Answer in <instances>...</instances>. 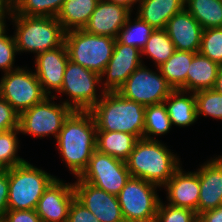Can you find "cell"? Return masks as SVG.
<instances>
[{"mask_svg":"<svg viewBox=\"0 0 222 222\" xmlns=\"http://www.w3.org/2000/svg\"><path fill=\"white\" fill-rule=\"evenodd\" d=\"M219 64L200 53H196L187 72L185 91L192 93L213 89Z\"/></svg>","mask_w":222,"mask_h":222,"instance_id":"603a6c76","label":"cell"},{"mask_svg":"<svg viewBox=\"0 0 222 222\" xmlns=\"http://www.w3.org/2000/svg\"><path fill=\"white\" fill-rule=\"evenodd\" d=\"M90 112L97 131L124 132L143 138L145 106L124 98L117 91L104 92Z\"/></svg>","mask_w":222,"mask_h":222,"instance_id":"3957f363","label":"cell"},{"mask_svg":"<svg viewBox=\"0 0 222 222\" xmlns=\"http://www.w3.org/2000/svg\"><path fill=\"white\" fill-rule=\"evenodd\" d=\"M98 1L99 0H65L56 17L64 32L84 29Z\"/></svg>","mask_w":222,"mask_h":222,"instance_id":"cb8c5ba5","label":"cell"},{"mask_svg":"<svg viewBox=\"0 0 222 222\" xmlns=\"http://www.w3.org/2000/svg\"><path fill=\"white\" fill-rule=\"evenodd\" d=\"M75 198L73 183L55 178L45 189L36 206L42 222H67L70 205Z\"/></svg>","mask_w":222,"mask_h":222,"instance_id":"9a60e30c","label":"cell"},{"mask_svg":"<svg viewBox=\"0 0 222 222\" xmlns=\"http://www.w3.org/2000/svg\"><path fill=\"white\" fill-rule=\"evenodd\" d=\"M176 51L173 42L165 29H154L141 50V55L148 56L159 67L166 62Z\"/></svg>","mask_w":222,"mask_h":222,"instance_id":"83f0119b","label":"cell"},{"mask_svg":"<svg viewBox=\"0 0 222 222\" xmlns=\"http://www.w3.org/2000/svg\"><path fill=\"white\" fill-rule=\"evenodd\" d=\"M153 183L138 177H130L117 195L125 222L155 221L159 195Z\"/></svg>","mask_w":222,"mask_h":222,"instance_id":"52a82bcc","label":"cell"},{"mask_svg":"<svg viewBox=\"0 0 222 222\" xmlns=\"http://www.w3.org/2000/svg\"><path fill=\"white\" fill-rule=\"evenodd\" d=\"M138 138L130 133L97 131L96 149L114 158L126 161Z\"/></svg>","mask_w":222,"mask_h":222,"instance_id":"d4e9b609","label":"cell"},{"mask_svg":"<svg viewBox=\"0 0 222 222\" xmlns=\"http://www.w3.org/2000/svg\"><path fill=\"white\" fill-rule=\"evenodd\" d=\"M6 171L9 173L8 210H35L45 189L56 178L28 161Z\"/></svg>","mask_w":222,"mask_h":222,"instance_id":"5b68a950","label":"cell"},{"mask_svg":"<svg viewBox=\"0 0 222 222\" xmlns=\"http://www.w3.org/2000/svg\"><path fill=\"white\" fill-rule=\"evenodd\" d=\"M196 53L176 50L174 54L156 69L167 80L173 90H184L187 72Z\"/></svg>","mask_w":222,"mask_h":222,"instance_id":"484cf974","label":"cell"},{"mask_svg":"<svg viewBox=\"0 0 222 222\" xmlns=\"http://www.w3.org/2000/svg\"><path fill=\"white\" fill-rule=\"evenodd\" d=\"M137 16L154 29H165L169 19L185 9V0H140Z\"/></svg>","mask_w":222,"mask_h":222,"instance_id":"44dd1931","label":"cell"},{"mask_svg":"<svg viewBox=\"0 0 222 222\" xmlns=\"http://www.w3.org/2000/svg\"><path fill=\"white\" fill-rule=\"evenodd\" d=\"M65 0H12L11 15L57 17Z\"/></svg>","mask_w":222,"mask_h":222,"instance_id":"f546056e","label":"cell"},{"mask_svg":"<svg viewBox=\"0 0 222 222\" xmlns=\"http://www.w3.org/2000/svg\"><path fill=\"white\" fill-rule=\"evenodd\" d=\"M153 31L154 28L142 21L137 15L133 22L130 16L120 30L117 39L125 45L135 46L142 50Z\"/></svg>","mask_w":222,"mask_h":222,"instance_id":"4dcf8cb0","label":"cell"},{"mask_svg":"<svg viewBox=\"0 0 222 222\" xmlns=\"http://www.w3.org/2000/svg\"><path fill=\"white\" fill-rule=\"evenodd\" d=\"M189 93L180 89L173 90L165 99L164 104L172 126L186 127L197 121L196 99L194 93Z\"/></svg>","mask_w":222,"mask_h":222,"instance_id":"7402d4cb","label":"cell"},{"mask_svg":"<svg viewBox=\"0 0 222 222\" xmlns=\"http://www.w3.org/2000/svg\"><path fill=\"white\" fill-rule=\"evenodd\" d=\"M171 127L172 123L164 103L145 106L143 138L158 140L153 136L169 133Z\"/></svg>","mask_w":222,"mask_h":222,"instance_id":"f1b7e54d","label":"cell"},{"mask_svg":"<svg viewBox=\"0 0 222 222\" xmlns=\"http://www.w3.org/2000/svg\"><path fill=\"white\" fill-rule=\"evenodd\" d=\"M173 153L159 140L140 138L125 162L132 177L163 188L182 165L179 157Z\"/></svg>","mask_w":222,"mask_h":222,"instance_id":"7a4b0ae2","label":"cell"},{"mask_svg":"<svg viewBox=\"0 0 222 222\" xmlns=\"http://www.w3.org/2000/svg\"><path fill=\"white\" fill-rule=\"evenodd\" d=\"M9 196V173L7 171L0 175V220L8 210Z\"/></svg>","mask_w":222,"mask_h":222,"instance_id":"ab89813d","label":"cell"},{"mask_svg":"<svg viewBox=\"0 0 222 222\" xmlns=\"http://www.w3.org/2000/svg\"><path fill=\"white\" fill-rule=\"evenodd\" d=\"M75 198L90 210L100 222H125L116 195L107 193L76 177Z\"/></svg>","mask_w":222,"mask_h":222,"instance_id":"5bb4252c","label":"cell"},{"mask_svg":"<svg viewBox=\"0 0 222 222\" xmlns=\"http://www.w3.org/2000/svg\"><path fill=\"white\" fill-rule=\"evenodd\" d=\"M115 42L113 37L93 35L84 29L66 32L64 37L69 60L99 75L112 57Z\"/></svg>","mask_w":222,"mask_h":222,"instance_id":"8992f818","label":"cell"},{"mask_svg":"<svg viewBox=\"0 0 222 222\" xmlns=\"http://www.w3.org/2000/svg\"><path fill=\"white\" fill-rule=\"evenodd\" d=\"M19 128V114L0 96V133Z\"/></svg>","mask_w":222,"mask_h":222,"instance_id":"8d00e7d4","label":"cell"},{"mask_svg":"<svg viewBox=\"0 0 222 222\" xmlns=\"http://www.w3.org/2000/svg\"><path fill=\"white\" fill-rule=\"evenodd\" d=\"M159 73V74H158ZM173 88L162 76L141 64L117 90L124 98L144 106L164 103Z\"/></svg>","mask_w":222,"mask_h":222,"instance_id":"8fae6325","label":"cell"},{"mask_svg":"<svg viewBox=\"0 0 222 222\" xmlns=\"http://www.w3.org/2000/svg\"><path fill=\"white\" fill-rule=\"evenodd\" d=\"M165 30L176 50L199 53L203 28L186 9L173 15Z\"/></svg>","mask_w":222,"mask_h":222,"instance_id":"ffe728a7","label":"cell"},{"mask_svg":"<svg viewBox=\"0 0 222 222\" xmlns=\"http://www.w3.org/2000/svg\"><path fill=\"white\" fill-rule=\"evenodd\" d=\"M199 53L222 64V27L203 29Z\"/></svg>","mask_w":222,"mask_h":222,"instance_id":"836d02e7","label":"cell"},{"mask_svg":"<svg viewBox=\"0 0 222 222\" xmlns=\"http://www.w3.org/2000/svg\"><path fill=\"white\" fill-rule=\"evenodd\" d=\"M197 219L193 210L165 204L160 200L155 222H195Z\"/></svg>","mask_w":222,"mask_h":222,"instance_id":"e575fe53","label":"cell"},{"mask_svg":"<svg viewBox=\"0 0 222 222\" xmlns=\"http://www.w3.org/2000/svg\"><path fill=\"white\" fill-rule=\"evenodd\" d=\"M163 187L167 191L168 204L191 209L198 216L200 184L197 170L185 172L180 166Z\"/></svg>","mask_w":222,"mask_h":222,"instance_id":"ac0fdd59","label":"cell"},{"mask_svg":"<svg viewBox=\"0 0 222 222\" xmlns=\"http://www.w3.org/2000/svg\"><path fill=\"white\" fill-rule=\"evenodd\" d=\"M67 222H100L97 217L88 210L76 198L73 199L68 213Z\"/></svg>","mask_w":222,"mask_h":222,"instance_id":"74e56055","label":"cell"},{"mask_svg":"<svg viewBox=\"0 0 222 222\" xmlns=\"http://www.w3.org/2000/svg\"><path fill=\"white\" fill-rule=\"evenodd\" d=\"M101 77L98 73L68 60L63 76L61 90L70 100L62 101L77 111H90L103 97L104 90L98 95L96 87L100 86Z\"/></svg>","mask_w":222,"mask_h":222,"instance_id":"ba28073f","label":"cell"},{"mask_svg":"<svg viewBox=\"0 0 222 222\" xmlns=\"http://www.w3.org/2000/svg\"><path fill=\"white\" fill-rule=\"evenodd\" d=\"M130 177L125 161L101 153L97 149L79 176L82 181L116 196Z\"/></svg>","mask_w":222,"mask_h":222,"instance_id":"7c38bea8","label":"cell"},{"mask_svg":"<svg viewBox=\"0 0 222 222\" xmlns=\"http://www.w3.org/2000/svg\"><path fill=\"white\" fill-rule=\"evenodd\" d=\"M19 133V128H14L0 133V164H2L6 169L18 166L26 161L17 155L19 148L17 135Z\"/></svg>","mask_w":222,"mask_h":222,"instance_id":"1f68e13d","label":"cell"},{"mask_svg":"<svg viewBox=\"0 0 222 222\" xmlns=\"http://www.w3.org/2000/svg\"><path fill=\"white\" fill-rule=\"evenodd\" d=\"M15 25L17 51L41 52L55 49L64 43L65 32L56 17L10 15Z\"/></svg>","mask_w":222,"mask_h":222,"instance_id":"277c9868","label":"cell"},{"mask_svg":"<svg viewBox=\"0 0 222 222\" xmlns=\"http://www.w3.org/2000/svg\"><path fill=\"white\" fill-rule=\"evenodd\" d=\"M198 215L222 205V156L208 160L200 168Z\"/></svg>","mask_w":222,"mask_h":222,"instance_id":"d6986e66","label":"cell"},{"mask_svg":"<svg viewBox=\"0 0 222 222\" xmlns=\"http://www.w3.org/2000/svg\"><path fill=\"white\" fill-rule=\"evenodd\" d=\"M0 9H12V0H0Z\"/></svg>","mask_w":222,"mask_h":222,"instance_id":"f6af8a7d","label":"cell"},{"mask_svg":"<svg viewBox=\"0 0 222 222\" xmlns=\"http://www.w3.org/2000/svg\"><path fill=\"white\" fill-rule=\"evenodd\" d=\"M141 50L135 46H129L116 39L112 57L106 68L100 74L102 89L117 91L129 78V76L143 64ZM106 76V77H105ZM106 80L103 81V78ZM103 81V82H102ZM103 83V84H102Z\"/></svg>","mask_w":222,"mask_h":222,"instance_id":"4fadbf2b","label":"cell"},{"mask_svg":"<svg viewBox=\"0 0 222 222\" xmlns=\"http://www.w3.org/2000/svg\"><path fill=\"white\" fill-rule=\"evenodd\" d=\"M69 55L65 43L61 46L39 53L35 57V74L47 96H54L51 90H61Z\"/></svg>","mask_w":222,"mask_h":222,"instance_id":"2e32d148","label":"cell"},{"mask_svg":"<svg viewBox=\"0 0 222 222\" xmlns=\"http://www.w3.org/2000/svg\"><path fill=\"white\" fill-rule=\"evenodd\" d=\"M56 98L55 95L50 98L47 96L42 102L22 112L19 115L20 132L41 139L52 134L56 139L64 121L74 111L63 102L55 103L53 99Z\"/></svg>","mask_w":222,"mask_h":222,"instance_id":"9c48e42d","label":"cell"},{"mask_svg":"<svg viewBox=\"0 0 222 222\" xmlns=\"http://www.w3.org/2000/svg\"><path fill=\"white\" fill-rule=\"evenodd\" d=\"M200 222H222V205L198 215Z\"/></svg>","mask_w":222,"mask_h":222,"instance_id":"60d3db41","label":"cell"},{"mask_svg":"<svg viewBox=\"0 0 222 222\" xmlns=\"http://www.w3.org/2000/svg\"><path fill=\"white\" fill-rule=\"evenodd\" d=\"M97 126L90 111L74 110L64 121L56 142L68 170L79 177L96 150Z\"/></svg>","mask_w":222,"mask_h":222,"instance_id":"6da1fadb","label":"cell"},{"mask_svg":"<svg viewBox=\"0 0 222 222\" xmlns=\"http://www.w3.org/2000/svg\"><path fill=\"white\" fill-rule=\"evenodd\" d=\"M11 13L12 9H0V35L6 31L7 25L5 24V19H9L7 15L10 16Z\"/></svg>","mask_w":222,"mask_h":222,"instance_id":"b9f144b4","label":"cell"},{"mask_svg":"<svg viewBox=\"0 0 222 222\" xmlns=\"http://www.w3.org/2000/svg\"><path fill=\"white\" fill-rule=\"evenodd\" d=\"M132 10L124 5L99 0L84 30L93 35L118 38Z\"/></svg>","mask_w":222,"mask_h":222,"instance_id":"e0dca14e","label":"cell"},{"mask_svg":"<svg viewBox=\"0 0 222 222\" xmlns=\"http://www.w3.org/2000/svg\"><path fill=\"white\" fill-rule=\"evenodd\" d=\"M216 92L222 94V64H219L216 82L213 88Z\"/></svg>","mask_w":222,"mask_h":222,"instance_id":"7bdbcfd3","label":"cell"},{"mask_svg":"<svg viewBox=\"0 0 222 222\" xmlns=\"http://www.w3.org/2000/svg\"><path fill=\"white\" fill-rule=\"evenodd\" d=\"M7 30L0 35V70L3 73L17 69L14 67L15 55L18 53L14 35L8 36Z\"/></svg>","mask_w":222,"mask_h":222,"instance_id":"d590c367","label":"cell"},{"mask_svg":"<svg viewBox=\"0 0 222 222\" xmlns=\"http://www.w3.org/2000/svg\"><path fill=\"white\" fill-rule=\"evenodd\" d=\"M197 117L210 116L222 120V94L214 89L201 90L194 93Z\"/></svg>","mask_w":222,"mask_h":222,"instance_id":"d6a6232c","label":"cell"},{"mask_svg":"<svg viewBox=\"0 0 222 222\" xmlns=\"http://www.w3.org/2000/svg\"><path fill=\"white\" fill-rule=\"evenodd\" d=\"M106 1L124 5L133 11L132 8L134 7V4H137L140 0H106Z\"/></svg>","mask_w":222,"mask_h":222,"instance_id":"ee69618b","label":"cell"},{"mask_svg":"<svg viewBox=\"0 0 222 222\" xmlns=\"http://www.w3.org/2000/svg\"><path fill=\"white\" fill-rule=\"evenodd\" d=\"M1 222H42L36 210H7Z\"/></svg>","mask_w":222,"mask_h":222,"instance_id":"f35d334b","label":"cell"},{"mask_svg":"<svg viewBox=\"0 0 222 222\" xmlns=\"http://www.w3.org/2000/svg\"><path fill=\"white\" fill-rule=\"evenodd\" d=\"M0 96L19 115L47 97L35 72L19 66L3 74L0 79Z\"/></svg>","mask_w":222,"mask_h":222,"instance_id":"30bf717a","label":"cell"},{"mask_svg":"<svg viewBox=\"0 0 222 222\" xmlns=\"http://www.w3.org/2000/svg\"><path fill=\"white\" fill-rule=\"evenodd\" d=\"M185 9L203 29L222 27V0H185Z\"/></svg>","mask_w":222,"mask_h":222,"instance_id":"4316f807","label":"cell"},{"mask_svg":"<svg viewBox=\"0 0 222 222\" xmlns=\"http://www.w3.org/2000/svg\"><path fill=\"white\" fill-rule=\"evenodd\" d=\"M5 171H6V168L2 164H0V175Z\"/></svg>","mask_w":222,"mask_h":222,"instance_id":"bcb514c9","label":"cell"}]
</instances>
